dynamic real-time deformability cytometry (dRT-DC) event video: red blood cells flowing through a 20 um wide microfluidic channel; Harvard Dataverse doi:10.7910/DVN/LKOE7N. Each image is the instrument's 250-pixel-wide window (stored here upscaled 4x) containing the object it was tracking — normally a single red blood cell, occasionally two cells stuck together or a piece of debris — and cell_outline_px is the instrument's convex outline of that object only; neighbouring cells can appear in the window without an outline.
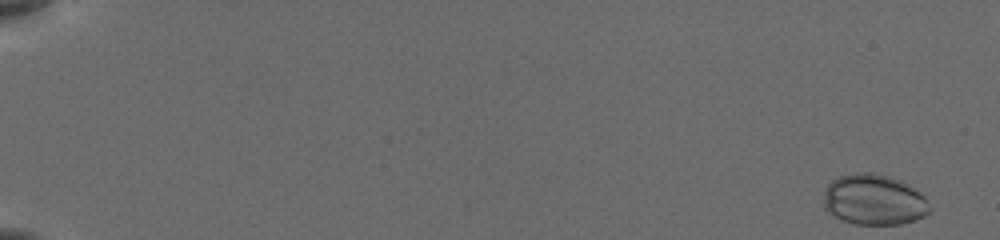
{"species": "common noctule bat (a hibernating species)", "species_latin": "Nyctalus noctula", "temperature_condition": "cold", "stored_images_in_passage": 52, "camera_frame_rate_fps": 3000, "um_per_image_px": 0.085, "animal": {"sex": "female", "body_mass_g": 19.5, "forearm_length_mm": 54.1}, "frame": {"image": 1, "passage_image": 1, "time_ms": 0.0, "image_size_px": [1000, 240], "cell_outline_px": [[932, 212], [916, 220], [900, 224], [856, 224], [840, 220], [824, 212], [824, 188], [832, 180], [840, 176], [852, 172], [872, 172], [888, 176], [900, 180], [920, 192], [928, 200], [932, 208]], "centroid_in_image_um": [74.27, 16.98], "position_along_channel_um": 10.7, "area_um2": 31.96}}
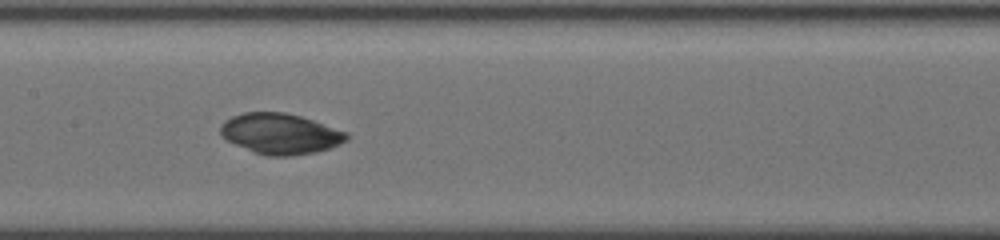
{"frame": {"image": 2, "passage_image": 45, "time_ms": 9.333, "image_size_px": [1000, 240], "cell_outline_px": [[348, 140], [340, 144], [316, 152], [292, 156], [268, 156], [252, 152], [220, 136], [220, 124], [224, 120], [232, 116], [244, 112], [284, 112], [300, 116], [348, 132]], "centroid_in_image_um": [23.81, 11.37], "position_along_channel_um": 183.6, "area_um2": 29.94}}
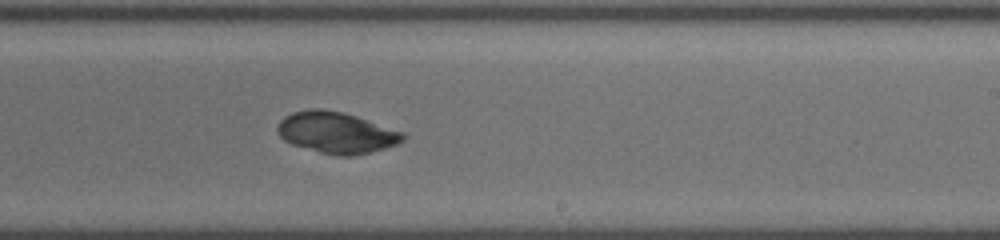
{"frame": {"image": 3, "passage_image": 52, "time_ms": 11.333, "image_size_px": [1000, 240], "cell_outline_px": [[408, 136], [404, 140], [396, 144], [372, 152], [352, 156], [336, 156], [320, 152], [292, 144], [284, 140], [280, 136], [276, 128], [280, 120], [284, 116], [292, 112], [308, 108], [320, 108], [344, 112], [404, 132]], "centroid_in_image_um": [28.59, 11.26], "position_along_channel_um": 260.4, "area_um2": 30.4}}